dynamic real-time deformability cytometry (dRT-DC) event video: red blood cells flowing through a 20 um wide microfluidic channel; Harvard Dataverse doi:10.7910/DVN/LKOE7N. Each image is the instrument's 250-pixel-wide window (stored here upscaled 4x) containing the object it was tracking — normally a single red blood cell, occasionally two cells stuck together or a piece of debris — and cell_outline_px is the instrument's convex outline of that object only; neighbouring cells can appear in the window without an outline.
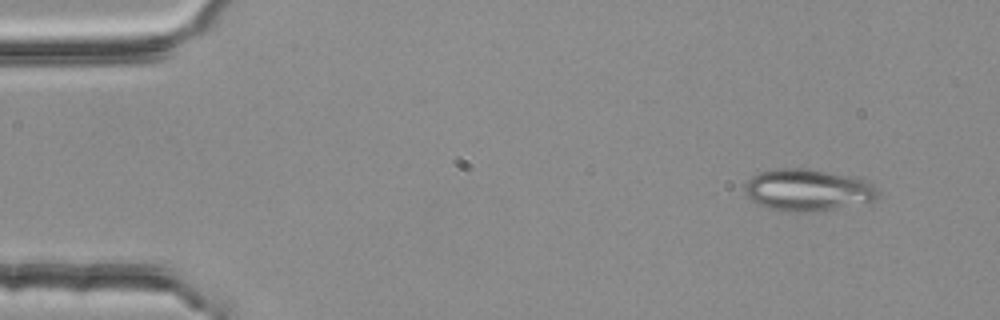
{"species": "common noctule bat (a hibernating species)", "species_latin": "Nyctalus noctula", "temperature_condition": "room temperature", "stored_images_in_passage": 4, "camera_frame_rate_fps": 3000, "um_per_image_px": 0.085, "animal": {"sex": "female", "body_mass_g": 25.1}, "frame": {"image": 1, "passage_image": 4, "time_ms": 1.0, "image_size_px": [1000, 320], "cell_outline_px": [[880, 196], [876, 200], [812, 212], [780, 212], [756, 204], [744, 192], [744, 184], [752, 176], [760, 172], [776, 168], [804, 168], [828, 172], [848, 176], [864, 180], [872, 184], [876, 188]], "centroid_in_image_um": [68.6, 16.16], "position_along_channel_um": 16.4, "area_um2": 32.48}}